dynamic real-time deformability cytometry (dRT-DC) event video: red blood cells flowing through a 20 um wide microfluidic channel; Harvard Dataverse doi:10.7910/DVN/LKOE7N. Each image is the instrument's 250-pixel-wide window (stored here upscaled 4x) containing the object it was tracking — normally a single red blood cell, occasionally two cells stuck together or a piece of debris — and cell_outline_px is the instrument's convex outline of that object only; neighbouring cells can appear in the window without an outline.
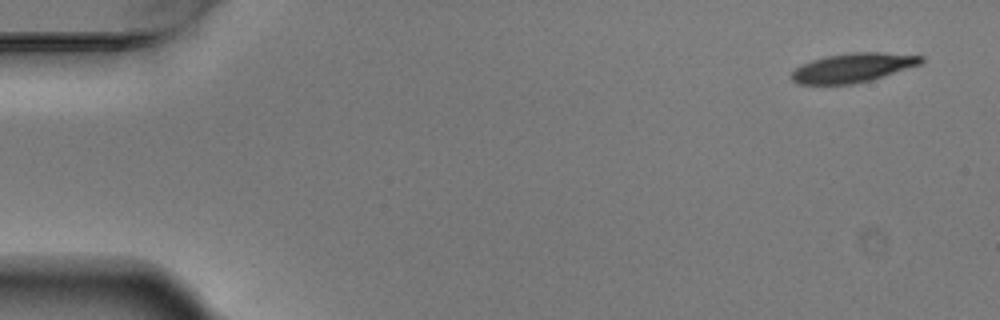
{"species": "Egyptian fruit bat (a non-hibernating species)", "species_latin": "Rousettus aegyptiacus", "temperature_condition": "warm", "stored_images_in_passage": 5, "camera_frame_rate_fps": 3000, "um_per_image_px": 0.085, "animal": {"sex": "male"}, "frame": {"image": 1, "passage_image": 1, "time_ms": 0.0, "image_size_px": [1000, 320], "cell_outline_px": [[924, 60], [920, 64], [872, 80], [852, 84], [800, 84], [792, 80], [792, 72], [796, 68], [812, 60], [828, 56], [852, 52], [880, 52], [924, 56]], "centroid_in_image_um": [72.52, 5.75], "position_along_channel_um": 12.5, "area_um2": 21.73}}
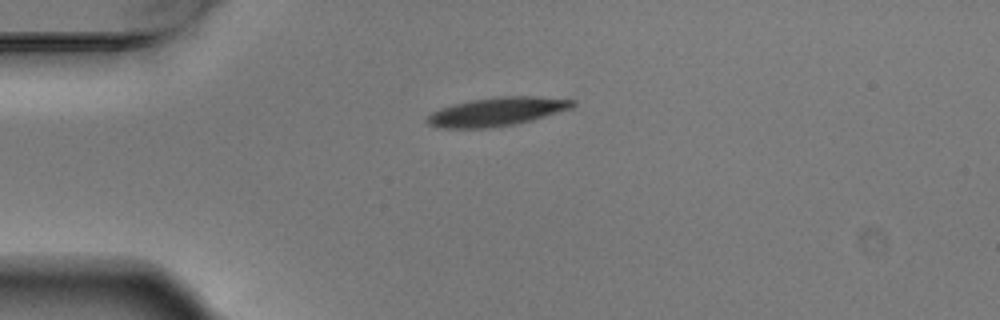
{"frame": {"image": 2, "passage_image": 4, "time_ms": 1.0, "image_size_px": [1000, 320], "cell_outline_px": [[576, 104], [572, 108], [532, 120], [512, 124], [488, 128], [444, 128], [428, 124], [424, 120], [432, 112], [440, 108], [472, 100], [500, 96], [532, 96], [576, 100]], "centroid_in_image_um": [42.25, 9.49], "position_along_channel_um": 42.8, "area_um2": 23.99}}